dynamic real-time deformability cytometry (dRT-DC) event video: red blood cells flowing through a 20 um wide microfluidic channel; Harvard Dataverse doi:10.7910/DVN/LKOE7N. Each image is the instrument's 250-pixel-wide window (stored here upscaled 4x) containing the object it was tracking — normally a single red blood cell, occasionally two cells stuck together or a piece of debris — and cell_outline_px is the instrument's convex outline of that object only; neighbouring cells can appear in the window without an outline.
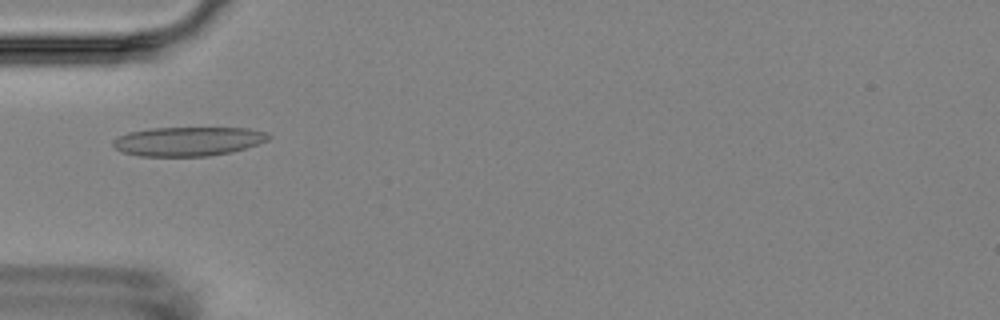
{"species": "Egyptian fruit bat (a non-hibernating species)", "species_latin": "Rousettus aegyptiacus", "temperature_condition": "room temperature", "stored_images_in_passage": 13, "camera_frame_rate_fps": 3000, "um_per_image_px": 0.085, "animal": {"sex": "female"}, "frame": {"image": 1, "passage_image": 4, "time_ms": 5.0, "image_size_px": [1000, 320], "cell_outline_px": [[272, 136], [268, 140], [232, 152], [208, 156], [140, 156], [120, 152], [112, 144], [112, 140], [116, 136], [128, 132], [152, 128], [248, 128], [268, 132]], "centroid_in_image_um": [15.96, 12.01], "position_along_channel_um": 69.0, "area_um2": 26.53}}
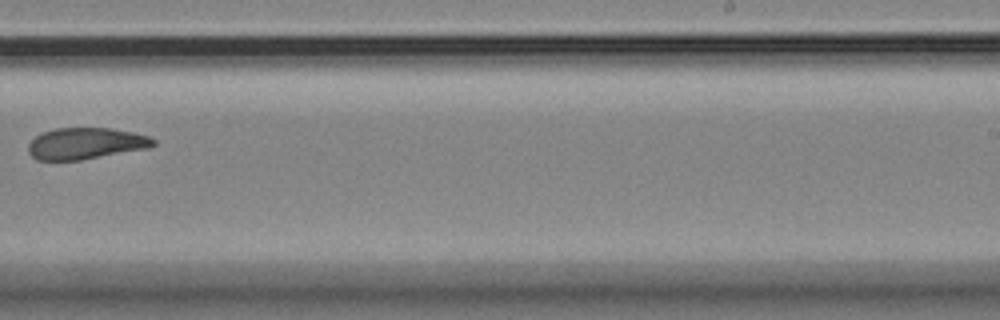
{"frame": {"image": 2, "passage_image": 9, "time_ms": 11.0, "image_size_px": [1000, 320], "cell_outline_px": [[156, 144], [148, 148], [80, 160], [36, 160], [28, 152], [28, 144], [36, 136], [44, 132], [56, 128], [112, 128], [132, 132], [148, 136], [156, 140]], "centroid_in_image_um": [7.29, 12.19], "position_along_channel_um": 281.7, "area_um2": 22.83}}
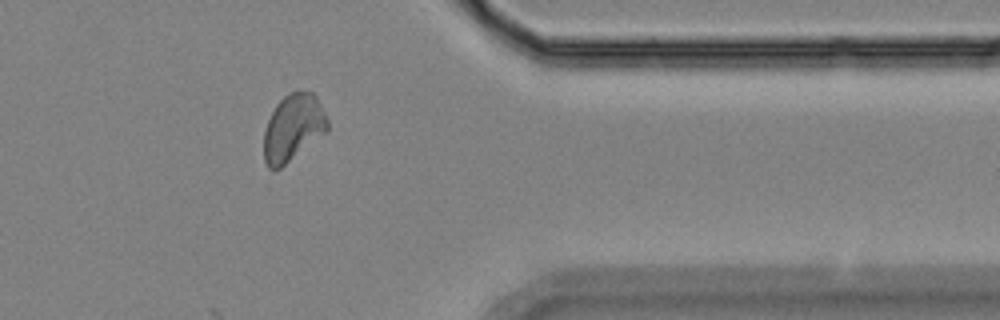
{"frame": {"image": 3, "passage_image": 12, "time_ms": 14.333, "image_size_px": [1000, 320], "cell_outline_px": [[328, 128], [324, 132], [280, 168], [268, 168], [264, 160], [264, 132], [268, 120], [276, 104], [288, 92], [296, 88], [312, 92], [316, 96], [328, 120]], "centroid_in_image_um": [24.89, 10.79], "position_along_channel_um": 386.5, "area_um2": 24.45}, "authors_computed_cell_mechanics": {"area_um2": 23.698, "velocity_mm_per_s": 3.5455, "shape_relaxation_time_tau1_ms": null, "shape_relaxation_time_tau2_ms": 3.3016, "deformation_change_tau1": null, "deformation_change_tau2": 0.0662}}